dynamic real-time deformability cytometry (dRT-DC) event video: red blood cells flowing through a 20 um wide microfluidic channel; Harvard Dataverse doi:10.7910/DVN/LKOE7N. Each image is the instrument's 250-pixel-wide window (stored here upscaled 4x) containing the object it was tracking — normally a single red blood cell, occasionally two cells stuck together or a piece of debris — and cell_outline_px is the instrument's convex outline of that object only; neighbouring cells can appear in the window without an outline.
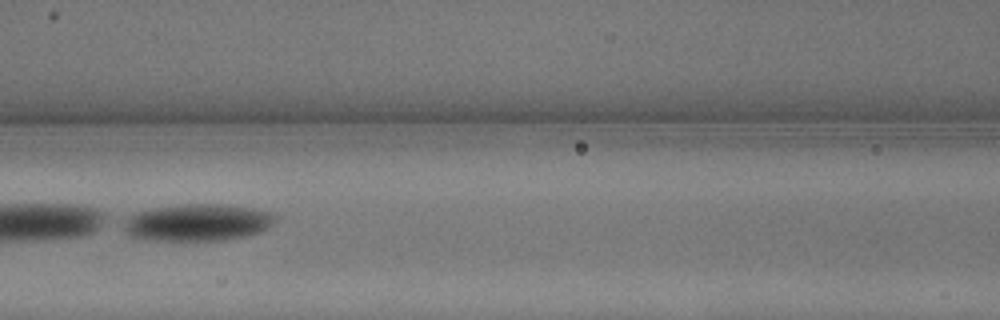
{"species": "common noctule bat (a hibernating species)", "species_latin": "Nyctalus noctula", "temperature_condition": "warm", "stored_images_in_passage": 12, "camera_frame_rate_fps": 3000, "um_per_image_px": 0.085, "animal": {"sex": "male", "body_mass_g": 13.3}, "frame": {"image": 1, "passage_image": 6, "time_ms": 1.667, "image_size_px": [1000, 320], "cell_outline_px": [[276, 220], [268, 228], [260, 232], [244, 236], [224, 240], [152, 240], [128, 236], [124, 228], [124, 224], [128, 216], [136, 212], [152, 208], [184, 204], [224, 204], [252, 208], [272, 212], [276, 216]], "centroid_in_image_um": [16.8, 18.9], "position_along_channel_um": 149.8, "area_um2": 32.71}}